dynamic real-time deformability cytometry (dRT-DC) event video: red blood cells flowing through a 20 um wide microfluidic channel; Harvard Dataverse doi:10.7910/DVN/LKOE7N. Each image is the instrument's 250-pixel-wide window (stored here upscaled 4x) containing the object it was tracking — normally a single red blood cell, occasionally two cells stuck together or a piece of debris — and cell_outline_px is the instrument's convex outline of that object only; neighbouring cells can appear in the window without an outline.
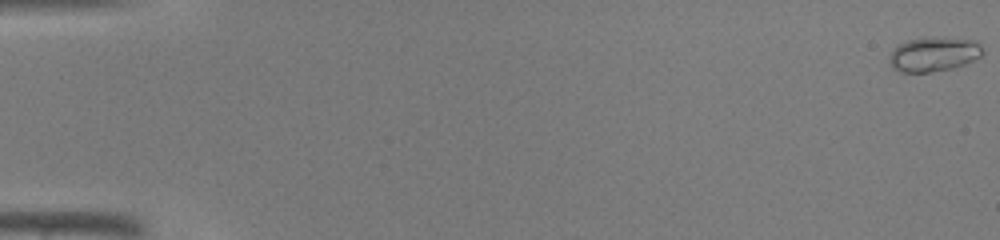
{"species": "common noctule bat (a hibernating species)", "species_latin": "Nyctalus noctula", "temperature_condition": "warm", "stored_images_in_passage": 46, "camera_frame_rate_fps": 3000, "um_per_image_px": 0.085, "animal": {"sex": "male", "body_mass_g": 19.0, "forearm_length_mm": 50.8}, "frame": {"image": 1, "passage_image": 1, "time_ms": 0.0, "image_size_px": [1000, 240], "cell_outline_px": [[984, 52], [980, 56], [964, 64], [952, 68], [932, 72], [900, 72], [892, 68], [888, 64], [888, 56], [900, 44], [908, 40], [928, 36], [976, 40], [980, 44]], "centroid_in_image_um": [79.35, 4.6], "position_along_channel_um": 5.7, "area_um2": 18.9}}
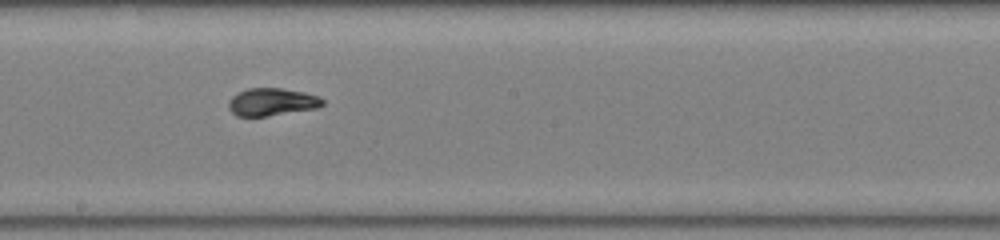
{"frame": {"image": 2, "passage_image": 27, "time_ms": 8.667, "image_size_px": [1000, 240], "cell_outline_px": [[324, 104], [316, 108], [268, 116], [236, 116], [228, 108], [228, 104], [232, 96], [236, 92], [248, 88], [280, 88], [304, 92], [320, 96], [324, 100]], "centroid_in_image_um": [23.1, 8.66], "position_along_channel_um": 225.1, "area_um2": 15.2}}
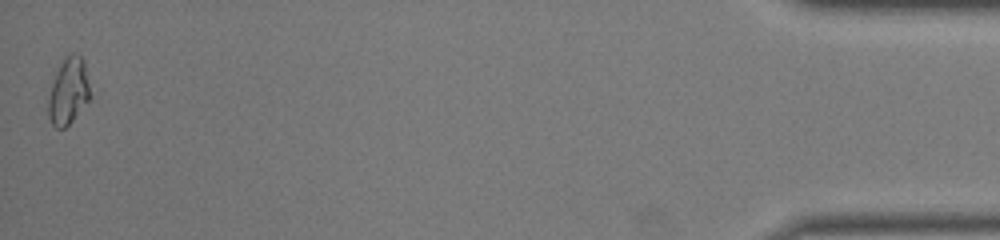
{"frame": {"image": 3, "passage_image": 46, "time_ms": 15.0, "image_size_px": [1000, 240], "cell_outline_px": [[92, 96], [72, 120], [64, 128], [56, 128], [52, 124], [48, 116], [48, 100], [52, 84], [56, 72], [64, 56], [72, 52], [76, 52], [84, 60]], "centroid_in_image_um": [5.83, 7.71], "position_along_channel_um": 429.4, "area_um2": 16.3}}